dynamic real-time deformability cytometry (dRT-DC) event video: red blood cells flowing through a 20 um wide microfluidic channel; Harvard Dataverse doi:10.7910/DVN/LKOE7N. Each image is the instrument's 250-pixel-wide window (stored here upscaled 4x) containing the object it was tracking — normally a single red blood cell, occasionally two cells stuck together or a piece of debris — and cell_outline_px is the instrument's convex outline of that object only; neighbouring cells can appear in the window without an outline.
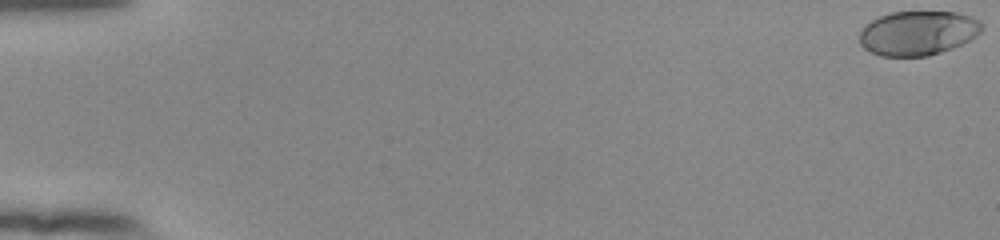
{"species": "human", "species_latin": "Homo sapiens", "temperature_condition": "room temperature", "stored_images_in_passage": 55, "camera_frame_rate_fps": 3000, "um_per_image_px": 0.085, "donor": {"sex": "female"}, "frame": {"image": 1, "passage_image": 1, "time_ms": 0.0, "image_size_px": [1000, 240], "cell_outline_px": [[984, 28], [976, 36], [952, 48], [928, 56], [880, 56], [868, 52], [860, 44], [860, 32], [872, 20], [880, 16], [892, 12], [956, 12], [972, 16], [980, 20], [984, 24]], "centroid_in_image_um": [78.04, 2.81], "position_along_channel_um": 7.0, "area_um2": 31.67}}
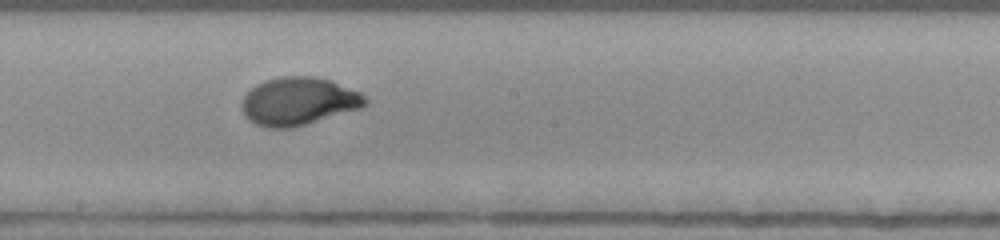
{"frame": {"image": 2, "passage_image": 32, "time_ms": 10.333, "image_size_px": [1000, 240], "cell_outline_px": [[368, 104], [360, 108], [304, 124], [288, 128], [268, 128], [256, 124], [248, 120], [244, 116], [244, 96], [256, 84], [264, 80], [280, 76], [312, 76], [332, 80], [360, 92], [368, 100]], "centroid_in_image_um": [25.39, 8.59], "position_along_channel_um": 222.8, "area_um2": 34.16}}
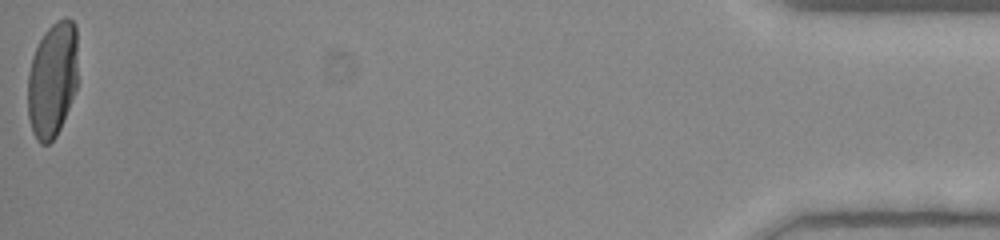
{"frame": {"image": 3, "passage_image": 55, "time_ms": 18.0, "image_size_px": [1000, 240], "cell_outline_px": [[76, 88], [60, 128], [56, 136], [48, 144], [40, 144], [36, 140], [32, 132], [28, 116], [28, 72], [32, 56], [44, 32], [56, 20], [72, 20], [76, 24]], "centroid_in_image_um": [4.43, 6.8], "position_along_channel_um": 430.8, "area_um2": 33.47}, "authors_computed_cell_mechanics": {"area_um2": 33.0038, "velocity_mm_per_s": 3.8803, "shape_relaxation_time_tau1_ms": 3.9772, "shape_relaxation_time_tau2_ms": null, "deformation_change_tau1": 0.2066, "deformation_change_tau2": null}}